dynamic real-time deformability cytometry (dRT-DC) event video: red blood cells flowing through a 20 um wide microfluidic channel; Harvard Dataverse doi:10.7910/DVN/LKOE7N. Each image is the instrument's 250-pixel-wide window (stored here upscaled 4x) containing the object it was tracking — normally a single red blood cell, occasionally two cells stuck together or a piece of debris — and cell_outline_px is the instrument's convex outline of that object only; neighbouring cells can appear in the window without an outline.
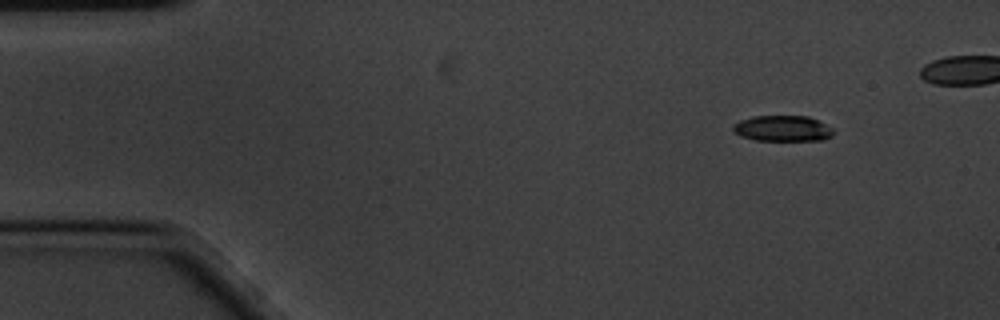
{"species": "common noctule bat (a hibernating species)", "species_latin": "Nyctalus noctula", "temperature_condition": "cold", "stored_images_in_passage": 17, "camera_frame_rate_fps": 3000, "um_per_image_px": 0.085, "animal": {"sex": "male", "body_mass_g": 20.1, "forearm_length_mm": 53.5}, "frame": {"image": 1, "passage_image": 6, "time_ms": 1.667, "image_size_px": [1000, 320], "cell_outline_px": [[836, 132], [832, 136], [824, 140], [756, 140], [740, 136], [732, 132], [732, 124], [740, 120], [752, 116], [808, 116], [832, 128]], "centroid_in_image_um": [66.49, 10.92], "position_along_channel_um": 18.5, "area_um2": 15.2}}